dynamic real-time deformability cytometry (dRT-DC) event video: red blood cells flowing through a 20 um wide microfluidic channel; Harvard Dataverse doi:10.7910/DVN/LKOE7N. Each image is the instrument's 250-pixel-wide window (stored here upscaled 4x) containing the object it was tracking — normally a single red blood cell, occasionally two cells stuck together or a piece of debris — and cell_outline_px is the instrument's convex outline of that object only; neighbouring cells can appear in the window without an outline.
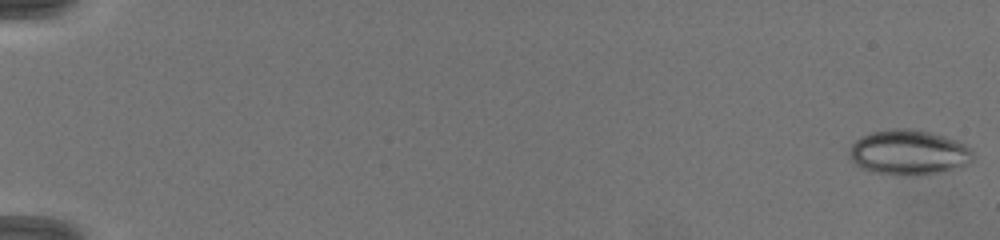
{"species": "common noctule bat (a hibernating species)", "species_latin": "Nyctalus noctula", "temperature_condition": "warm", "stored_images_in_passage": 41, "camera_frame_rate_fps": 3000, "um_per_image_px": 0.085, "animal": {"sex": "female", "body_mass_g": 19.5, "forearm_length_mm": 54.1}, "frame": {"image": 1, "passage_image": 1, "time_ms": 0.0, "image_size_px": [1000, 240], "cell_outline_px": [[972, 160], [964, 168], [936, 172], [872, 172], [856, 164], [848, 156], [848, 148], [860, 136], [872, 132], [892, 128], [912, 128], [932, 132], [956, 140], [972, 148]], "centroid_in_image_um": [77.25, 12.89], "position_along_channel_um": 7.7, "area_um2": 31.85}}
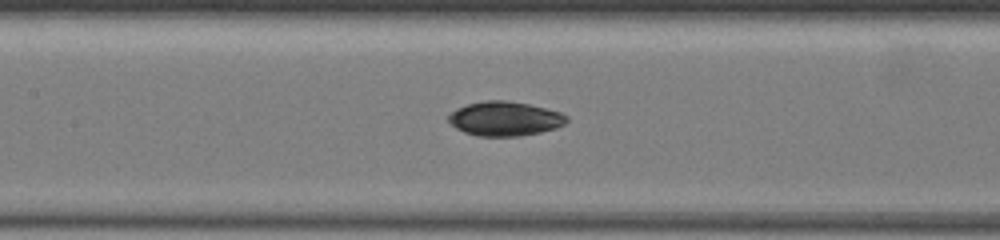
{"frame": {"image": 2, "passage_image": 21, "time_ms": 8.667, "image_size_px": [1000, 240], "cell_outline_px": [[568, 120], [564, 124], [556, 128], [540, 132], [520, 136], [476, 136], [464, 132], [456, 128], [448, 120], [448, 116], [456, 108], [468, 104], [484, 100], [508, 100], [528, 104], [560, 112], [568, 116]], "centroid_in_image_um": [42.91, 10.09], "position_along_channel_um": 164.5, "area_um2": 23.64}}
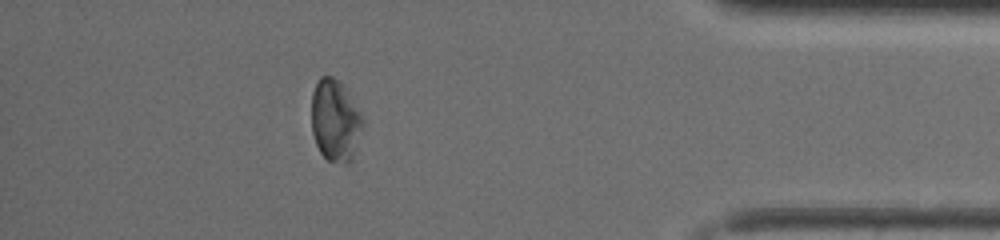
{"frame": {"image": 3, "passage_image": 35, "time_ms": 15.333, "image_size_px": [1000, 240], "cell_outline_px": [[364, 124], [352, 152], [348, 160], [328, 160], [320, 152], [316, 144], [312, 132], [312, 92], [320, 76], [332, 76], [348, 92], [364, 120]], "centroid_in_image_um": [28.45, 10.17], "position_along_channel_um": 406.7, "area_um2": 23.47}, "authors_computed_cell_mechanics": {"area_um2": 23.8136, "velocity_mm_per_s": 4.1643, "shape_relaxation_time_tau1_ms": 2.3612, "shape_relaxation_time_tau2_ms": null, "deformation_change_tau1": 0.0838, "deformation_change_tau2": null}}